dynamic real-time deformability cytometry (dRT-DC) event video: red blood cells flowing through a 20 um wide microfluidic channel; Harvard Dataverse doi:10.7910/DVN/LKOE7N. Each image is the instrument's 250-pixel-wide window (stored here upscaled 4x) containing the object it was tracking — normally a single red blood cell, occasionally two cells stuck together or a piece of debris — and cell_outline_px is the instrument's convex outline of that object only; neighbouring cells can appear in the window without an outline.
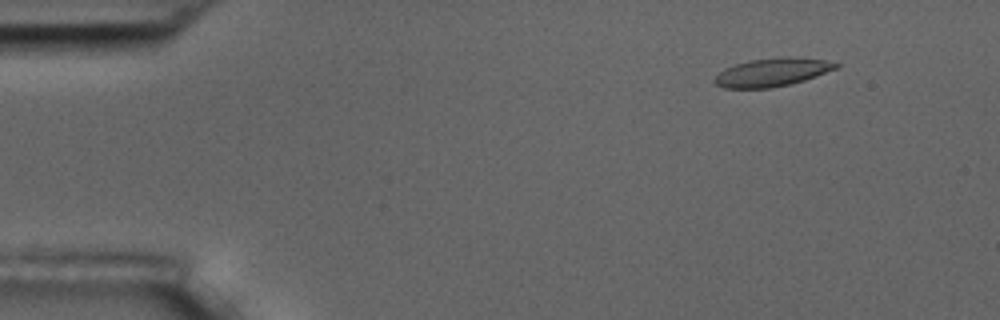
{"species": "common noctule bat (a hibernating species)", "species_latin": "Nyctalus noctula", "temperature_condition": "room temperature", "stored_images_in_passage": 4, "camera_frame_rate_fps": 3000, "um_per_image_px": 0.085, "animal": {"sex": "male", "body_mass_g": 17.5, "forearm_length_mm": 52.3}, "frame": {"image": 1, "passage_image": 1, "time_ms": 0.0, "image_size_px": [1000, 320], "cell_outline_px": [[840, 64], [836, 68], [816, 76], [792, 84], [772, 88], [724, 88], [716, 84], [716, 76], [724, 68], [736, 64], [752, 60], [788, 56], [824, 60]], "centroid_in_image_um": [65.64, 6.15], "position_along_channel_um": 19.4, "area_um2": 19.71}}
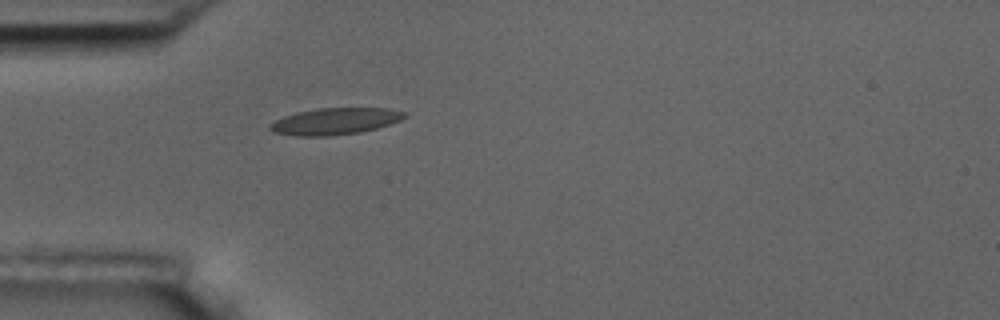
{"frame": {"image": 2, "passage_image": 4, "time_ms": 3.333, "image_size_px": [1000, 320], "cell_outline_px": [[408, 116], [400, 120], [376, 128], [360, 132], [328, 136], [296, 136], [272, 132], [268, 128], [268, 124], [284, 116], [296, 112], [316, 108], [388, 108], [408, 112]], "centroid_in_image_um": [28.46, 10.3], "position_along_channel_um": 56.5, "area_um2": 21.04}}